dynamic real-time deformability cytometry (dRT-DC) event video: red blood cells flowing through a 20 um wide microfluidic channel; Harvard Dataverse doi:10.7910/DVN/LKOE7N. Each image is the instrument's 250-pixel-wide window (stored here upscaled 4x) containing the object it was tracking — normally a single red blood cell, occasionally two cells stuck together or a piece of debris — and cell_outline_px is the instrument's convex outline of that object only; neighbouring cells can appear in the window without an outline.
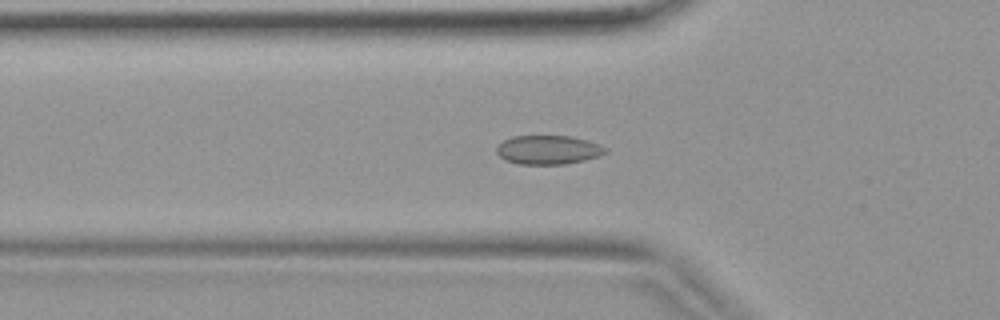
{"species": "common noctule bat (a hibernating species)", "species_latin": "Nyctalus noctula", "temperature_condition": "warm", "stored_images_in_passage": 41, "camera_frame_rate_fps": 3000, "um_per_image_px": 0.085, "animal": {"sex": "female", "body_mass_g": 19.9}, "frame": {"image": 1, "passage_image": 14, "time_ms": 4.333, "image_size_px": [1000, 320], "cell_outline_px": [[608, 152], [600, 156], [584, 160], [564, 164], [520, 164], [504, 160], [496, 152], [496, 148], [504, 140], [512, 136], [572, 136], [588, 140], [608, 148]], "centroid_in_image_um": [46.62, 12.73], "position_along_channel_um": 79.2, "area_um2": 18.44}}
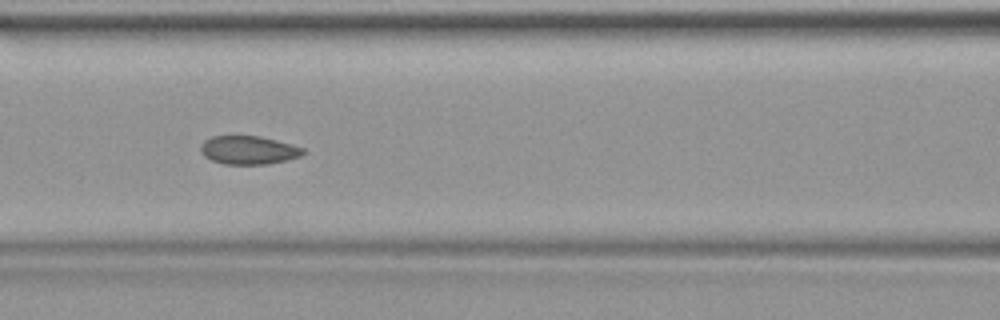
{"frame": {"image": 2, "passage_image": 18, "time_ms": 5.667, "image_size_px": [1000, 320], "cell_outline_px": [[308, 152], [300, 156], [268, 164], [224, 164], [212, 160], [204, 156], [200, 152], [200, 144], [204, 140], [212, 136], [260, 136], [292, 144], [304, 148]], "centroid_in_image_um": [21.12, 12.75], "position_along_channel_um": 145.5, "area_um2": 17.05}}
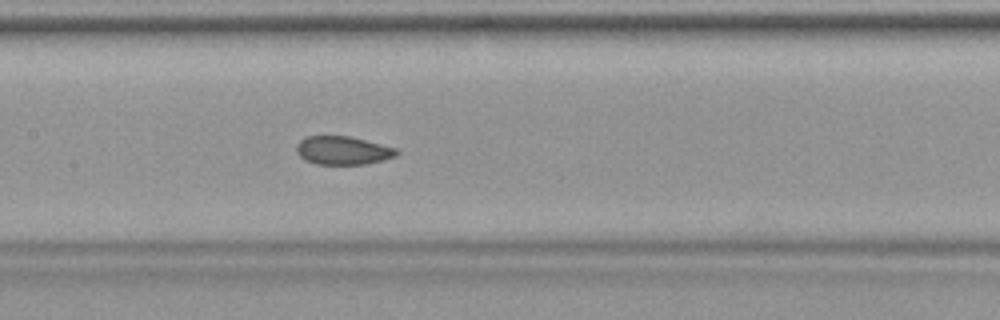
{"frame": {"image": 3, "passage_image": 20, "time_ms": 6.333, "image_size_px": [1000, 320], "cell_outline_px": [[400, 152], [396, 156], [384, 160], [364, 164], [316, 164], [304, 160], [296, 152], [296, 144], [304, 136], [352, 136], [396, 148]], "centroid_in_image_um": [29.13, 12.78], "position_along_channel_um": 178.3, "area_um2": 16.76}}